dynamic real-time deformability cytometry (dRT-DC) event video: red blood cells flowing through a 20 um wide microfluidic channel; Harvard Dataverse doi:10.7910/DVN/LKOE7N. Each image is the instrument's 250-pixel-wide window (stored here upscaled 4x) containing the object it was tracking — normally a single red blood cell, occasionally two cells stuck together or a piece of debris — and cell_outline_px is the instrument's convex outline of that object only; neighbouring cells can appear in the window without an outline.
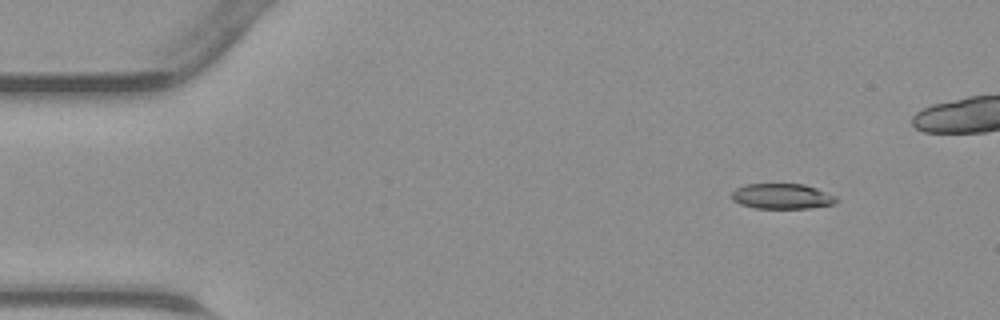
{"species": "common noctule bat (a hibernating species)", "species_latin": "Nyctalus noctula", "temperature_condition": "warm", "stored_images_in_passage": 36, "camera_frame_rate_fps": 3000, "um_per_image_px": 0.085, "animal": {"sex": "male", "body_mass_g": 23.1, "forearm_length_mm": 52.7}, "frame": {"image": 1, "passage_image": 1, "time_ms": 0.0, "image_size_px": [1000, 320], "cell_outline_px": [[836, 200], [832, 204], [808, 208], [756, 208], [740, 204], [732, 200], [732, 192], [736, 188], [744, 184], [804, 184], [816, 188], [836, 196]], "centroid_in_image_um": [66.43, 16.67], "position_along_channel_um": 18.6, "area_um2": 15.32}}
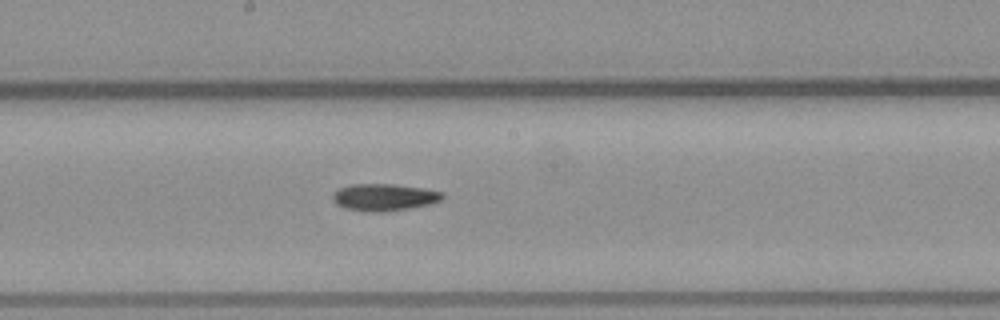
{"frame": {"image": 2, "passage_image": 20, "time_ms": 6.333, "image_size_px": [1000, 320], "cell_outline_px": [[444, 196], [440, 200], [432, 204], [412, 208], [380, 212], [372, 212], [344, 208], [336, 204], [332, 200], [332, 192], [340, 188], [352, 184], [392, 184], [420, 188], [444, 192]], "centroid_in_image_um": [32.63, 16.77], "position_along_channel_um": 215.6, "area_um2": 17.34}}
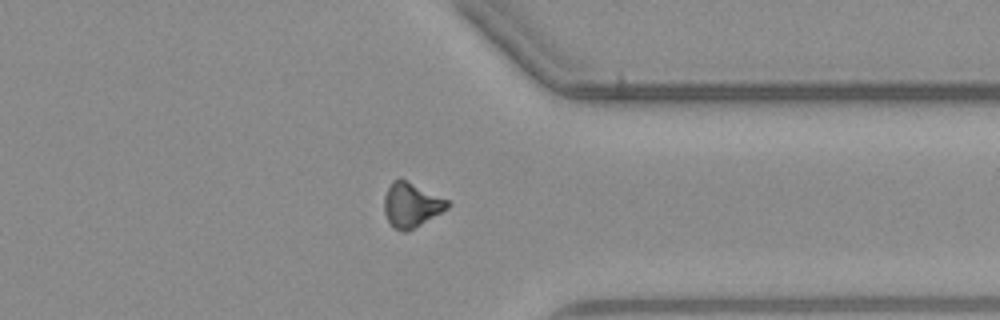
{"frame": {"image": 3, "passage_image": 31, "time_ms": 10.0, "image_size_px": [1000, 320], "cell_outline_px": [[452, 204], [448, 208], [408, 232], [400, 232], [392, 228], [384, 212], [384, 196], [392, 180], [400, 176], [448, 200]], "centroid_in_image_um": [34.94, 17.41], "position_along_channel_um": 376.5, "area_um2": 16.76}}